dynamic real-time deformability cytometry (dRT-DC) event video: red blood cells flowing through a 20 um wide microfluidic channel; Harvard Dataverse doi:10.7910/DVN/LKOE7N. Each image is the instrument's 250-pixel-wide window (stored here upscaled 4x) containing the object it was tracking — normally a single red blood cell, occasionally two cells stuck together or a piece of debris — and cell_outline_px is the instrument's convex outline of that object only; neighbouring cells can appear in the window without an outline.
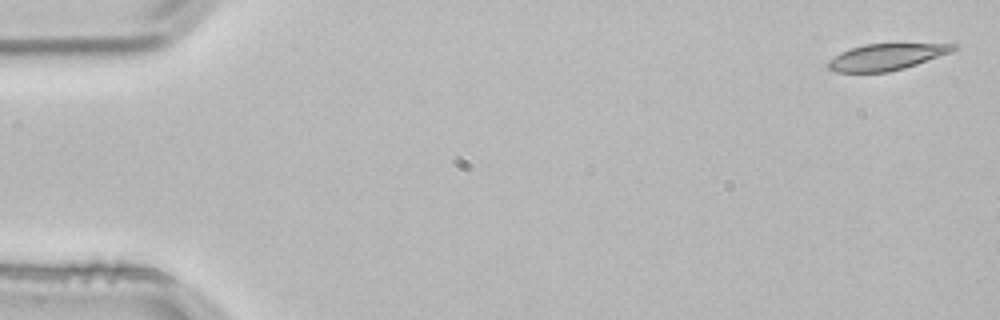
{"species": "common noctule bat (a hibernating species)", "species_latin": "Nyctalus noctula", "temperature_condition": "room temperature", "stored_images_in_passage": 4, "camera_frame_rate_fps": 3000, "um_per_image_px": 0.085, "animal": {"sex": "male", "body_mass_g": 21.5, "forearm_length_mm": 52.0}, "frame": {"image": 1, "passage_image": 1, "time_ms": 0.0, "image_size_px": [1000, 320], "cell_outline_px": [[960, 48], [952, 52], [904, 68], [888, 72], [836, 72], [828, 68], [828, 60], [840, 52], [864, 44], [960, 44]], "centroid_in_image_um": [75.36, 4.83], "position_along_channel_um": 9.6, "area_um2": 19.19}}
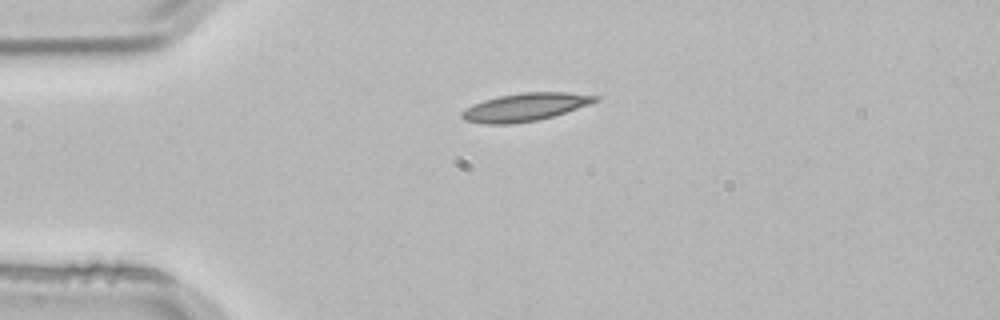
{"frame": {"image": 2, "passage_image": 3, "time_ms": 0.667, "image_size_px": [1000, 320], "cell_outline_px": [[600, 100], [552, 116], [536, 120], [512, 124], [484, 124], [464, 120], [460, 116], [460, 112], [484, 100], [500, 96], [520, 92], [568, 92], [600, 96]], "centroid_in_image_um": [44.63, 9.1], "position_along_channel_um": 40.4, "area_um2": 21.44}}
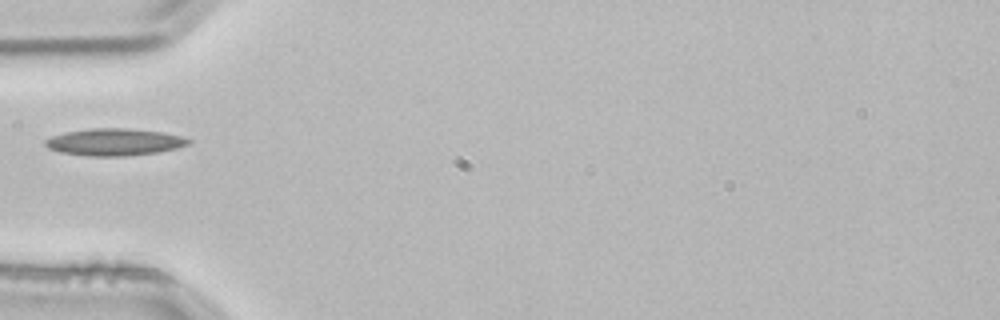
{"frame": {"image": 3, "passage_image": 4, "time_ms": 1.0, "image_size_px": [1000, 320], "cell_outline_px": [[192, 140], [188, 144], [176, 148], [160, 152], [124, 156], [88, 156], [60, 152], [48, 148], [44, 144], [44, 140], [52, 136], [64, 132], [88, 128], [128, 128], [164, 132], [184, 136]], "centroid_in_image_um": [9.73, 12.06], "position_along_channel_um": 75.3, "area_um2": 22.83}}